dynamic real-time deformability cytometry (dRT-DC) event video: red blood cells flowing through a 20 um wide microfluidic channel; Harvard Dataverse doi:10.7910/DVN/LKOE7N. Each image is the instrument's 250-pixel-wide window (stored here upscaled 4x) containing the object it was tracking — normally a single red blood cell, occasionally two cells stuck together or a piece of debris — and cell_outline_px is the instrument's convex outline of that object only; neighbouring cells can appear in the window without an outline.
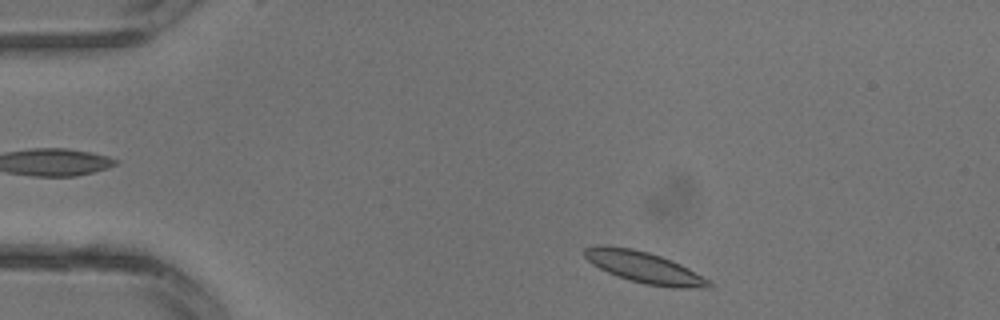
{"species": "common noctule bat (a hibernating species)", "species_latin": "Nyctalus noctula", "temperature_condition": "warm", "stored_images_in_passage": 3, "camera_frame_rate_fps": 3000, "um_per_image_px": 0.085, "animal": {"sex": "male", "body_mass_g": 13.3}, "frame": {"image": 1, "passage_image": 3, "time_ms": 0.667, "image_size_px": [1000, 320], "cell_outline_px": [[712, 288], [672, 288], [644, 284], [628, 280], [608, 272], [592, 264], [584, 256], [584, 248], [596, 244], [604, 244], [632, 248], [648, 252], [672, 260], [688, 268], [708, 280], [712, 284]], "centroid_in_image_um": [54.73, 22.72], "position_along_channel_um": 30.3, "area_um2": 22.83}}